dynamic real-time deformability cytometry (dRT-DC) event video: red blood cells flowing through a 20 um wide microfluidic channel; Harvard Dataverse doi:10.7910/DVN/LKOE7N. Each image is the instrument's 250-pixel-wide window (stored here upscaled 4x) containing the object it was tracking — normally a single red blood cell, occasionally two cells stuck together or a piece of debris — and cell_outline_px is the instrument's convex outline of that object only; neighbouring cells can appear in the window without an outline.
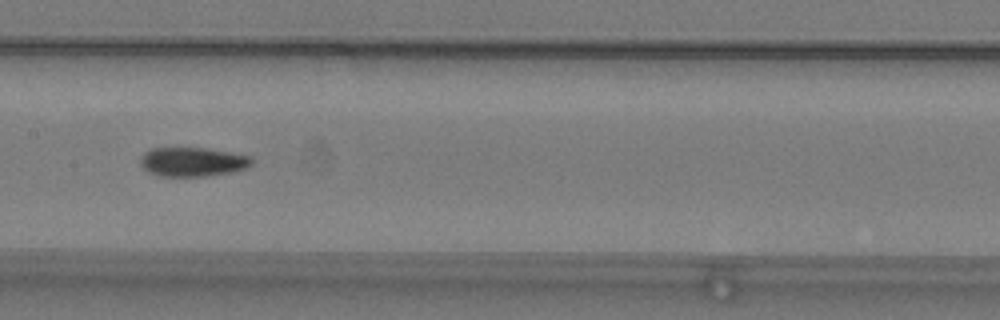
{"species": "common noctule bat (a hibernating species)", "species_latin": "Nyctalus noctula", "temperature_condition": "warm", "stored_images_in_passage": 39, "camera_frame_rate_fps": 3000, "um_per_image_px": 0.085, "animal": {"sex": "male", "body_mass_g": 19.2, "forearm_length_mm": 51.8}, "frame": {"image": 1, "passage_image": 12, "time_ms": 3.667, "image_size_px": [1000, 320], "cell_outline_px": [[252, 164], [244, 168], [232, 172], [204, 176], [160, 176], [148, 172], [140, 164], [140, 156], [148, 148], [208, 148], [252, 156]], "centroid_in_image_um": [16.34, 13.75], "position_along_channel_um": 191.1, "area_um2": 19.02}}
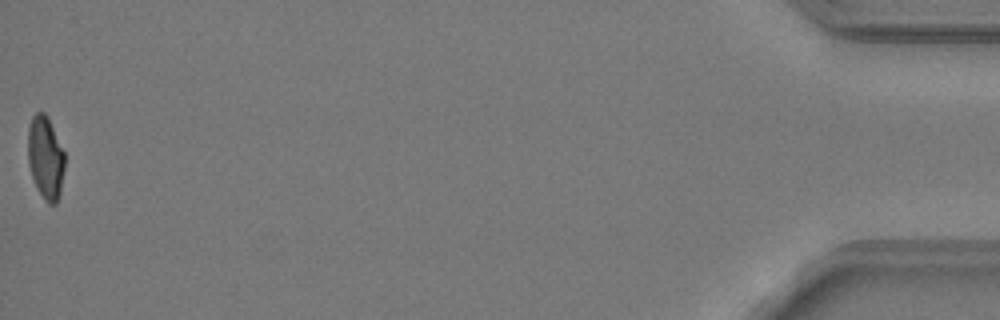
{"frame": {"image": 2, "passage_image": 39, "time_ms": 12.667, "image_size_px": [1000, 320], "cell_outline_px": [[64, 168], [60, 196], [56, 204], [48, 204], [44, 200], [32, 176], [28, 164], [28, 128], [32, 116], [36, 112], [44, 112], [48, 116], [64, 152]], "centroid_in_image_um": [3.87, 13.39], "position_along_channel_um": 431.3, "area_um2": 17.8}, "authors_computed_cell_mechanics": {"area_um2": 19.0162, "velocity_mm_per_s": 3.8086, "shape_relaxation_time_tau1_ms": 5.3751, "shape_relaxation_time_tau2_ms": 2.5251, "deformation_change_tau1": 0.1649, "deformation_change_tau2": 0.0812}}